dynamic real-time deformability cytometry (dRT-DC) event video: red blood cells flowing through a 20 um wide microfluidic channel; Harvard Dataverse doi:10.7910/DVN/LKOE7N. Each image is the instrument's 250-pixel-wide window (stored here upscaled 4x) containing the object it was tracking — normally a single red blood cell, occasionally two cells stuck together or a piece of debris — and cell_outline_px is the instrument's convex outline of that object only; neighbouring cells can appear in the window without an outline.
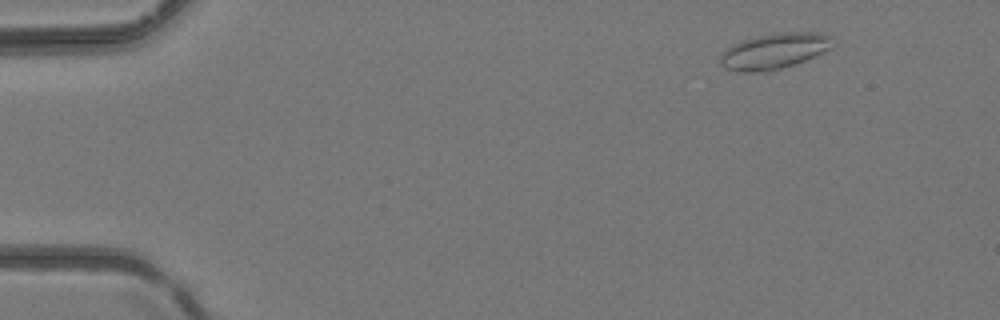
{"species": "common noctule bat (a hibernating species)", "species_latin": "Nyctalus noctula", "temperature_condition": "room temperature", "stored_images_in_passage": 7, "camera_frame_rate_fps": 3000, "um_per_image_px": 0.085, "animal": {"sex": "female", "body_mass_g": 24.6, "forearm_length_mm": 56.2}, "frame": {"image": 1, "passage_image": 2, "time_ms": 0.333, "image_size_px": [1000, 320], "cell_outline_px": [[832, 48], [816, 56], [780, 68], [764, 72], [740, 72], [728, 68], [720, 64], [720, 52], [732, 44], [740, 40], [760, 36], [784, 32], [820, 32], [832, 36]], "centroid_in_image_um": [65.81, 4.33], "position_along_channel_um": 19.2, "area_um2": 23.35}}